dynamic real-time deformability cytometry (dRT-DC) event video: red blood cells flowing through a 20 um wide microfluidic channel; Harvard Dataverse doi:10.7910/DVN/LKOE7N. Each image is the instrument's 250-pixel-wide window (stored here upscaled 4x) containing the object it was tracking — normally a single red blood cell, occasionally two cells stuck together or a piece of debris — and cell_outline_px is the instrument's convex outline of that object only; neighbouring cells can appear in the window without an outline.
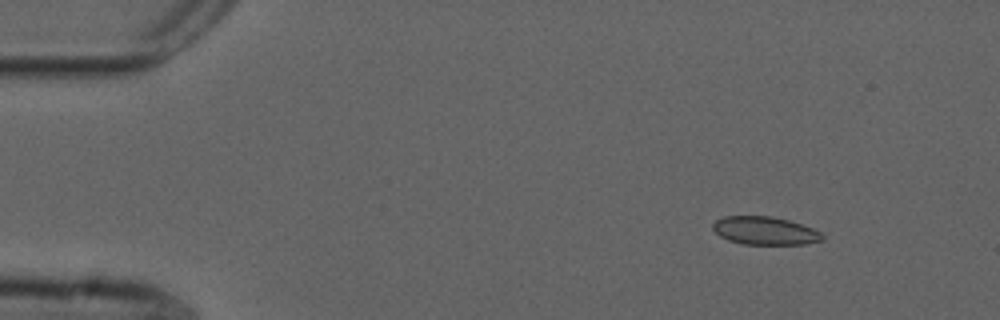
{"species": "common noctule bat (a hibernating species)", "species_latin": "Nyctalus noctula", "temperature_condition": "cold", "stored_images_in_passage": 50, "camera_frame_rate_fps": 3000, "um_per_image_px": 0.085, "animal": {"sex": "male", "forearm_length_mm": 52.5}, "frame": {"image": 1, "passage_image": 1, "time_ms": 0.0, "image_size_px": [1000, 320], "cell_outline_px": [[824, 240], [804, 244], [744, 244], [728, 240], [720, 236], [712, 228], [712, 224], [716, 220], [724, 216], [768, 216], [788, 220], [812, 228], [820, 232], [824, 236]], "centroid_in_image_um": [65.01, 19.61], "position_along_channel_um": 20.0, "area_um2": 17.8}}
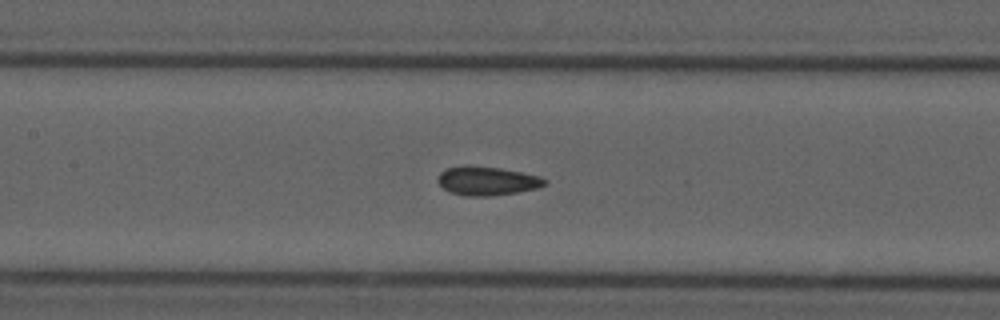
{"frame": {"image": 2, "passage_image": 20, "time_ms": 6.333, "image_size_px": [1000, 320], "cell_outline_px": [[548, 184], [540, 188], [492, 196], [464, 196], [448, 192], [436, 180], [440, 172], [448, 168], [464, 164], [468, 164], [500, 168], [540, 176], [548, 180]], "centroid_in_image_um": [41.4, 15.37], "position_along_channel_um": 166.0, "area_um2": 18.32}}
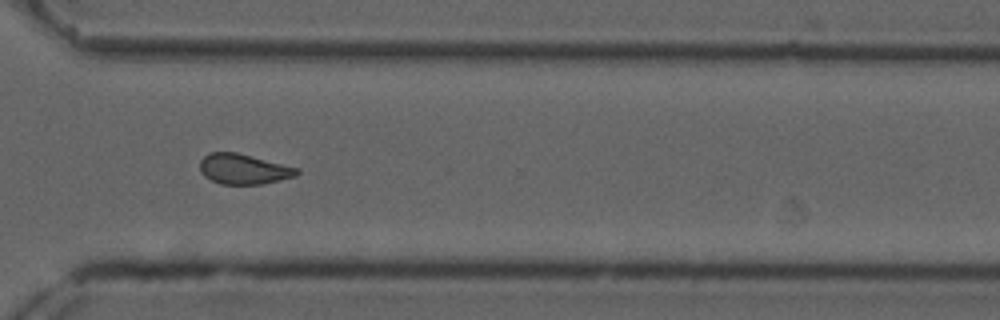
{"frame": {"image": 3, "passage_image": 35, "time_ms": 11.333, "image_size_px": [1000, 320], "cell_outline_px": [[300, 172], [296, 176], [280, 180], [260, 184], [220, 184], [204, 176], [200, 172], [200, 160], [208, 152], [236, 152], [300, 168]], "centroid_in_image_um": [20.71, 14.36], "position_along_channel_um": 349.9, "area_um2": 17.17}, "authors_computed_cell_mechanics": {"area_um2": 17.629, "velocity_mm_per_s": 3.6884, "shape_relaxation_time_tau1_ms": null, "shape_relaxation_time_tau2_ms": 1.8746, "deformation_change_tau1": null, "deformation_change_tau2": 0.0635}}